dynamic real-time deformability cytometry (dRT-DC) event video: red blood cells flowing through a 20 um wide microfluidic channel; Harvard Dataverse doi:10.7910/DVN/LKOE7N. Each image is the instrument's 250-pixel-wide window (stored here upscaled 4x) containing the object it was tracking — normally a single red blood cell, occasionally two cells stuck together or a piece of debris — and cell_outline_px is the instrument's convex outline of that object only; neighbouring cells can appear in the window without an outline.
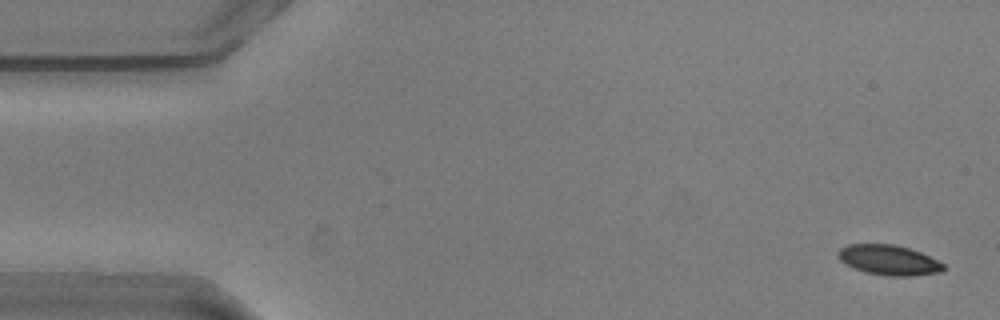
{"species": "common noctule bat (a hibernating species)", "species_latin": "Nyctalus noctula", "temperature_condition": "warm", "stored_images_in_passage": 56, "camera_frame_rate_fps": 3000, "um_per_image_px": 0.085, "animal": {"sex": "male", "body_mass_g": 20.5, "forearm_length_mm": 52.5}, "frame": {"image": 1, "passage_image": 2, "time_ms": 0.333, "image_size_px": [1000, 320], "cell_outline_px": [[944, 268], [940, 272], [912, 276], [888, 276], [864, 272], [840, 260], [840, 248], [848, 244], [892, 244], [908, 248], [920, 252], [944, 264]], "centroid_in_image_um": [75.57, 22.11], "position_along_channel_um": 9.4, "area_um2": 18.09}}
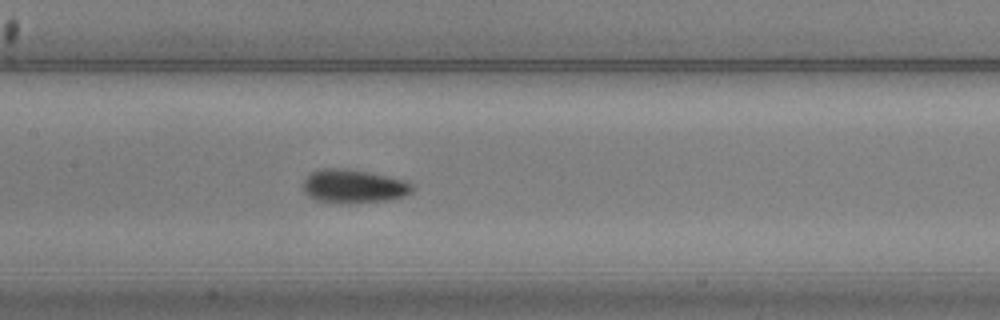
{"frame": {"image": 2, "passage_image": 26, "time_ms": 8.333, "image_size_px": [1000, 320], "cell_outline_px": [[416, 188], [412, 192], [404, 196], [388, 200], [348, 204], [316, 200], [308, 196], [304, 192], [304, 180], [312, 172], [324, 168], [348, 168], [368, 172], [404, 180], [412, 184]], "centroid_in_image_um": [30.08, 15.84], "position_along_channel_um": 177.3, "area_um2": 21.44}}
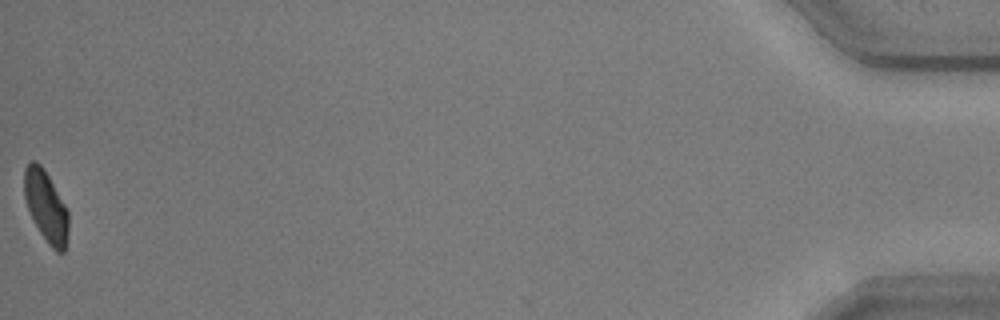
{"frame": {"image": 3, "passage_image": 56, "time_ms": 18.333, "image_size_px": [1000, 320], "cell_outline_px": [[68, 232], [64, 252], [56, 252], [48, 244], [40, 232], [28, 208], [24, 196], [24, 168], [32, 160], [36, 160], [44, 168], [64, 204], [68, 212]], "centroid_in_image_um": [3.9, 17.52], "position_along_channel_um": 431.3, "area_um2": 18.09}, "authors_computed_cell_mechanics": {"area_um2": 19.652, "velocity_mm_per_s": 3.5949, "shape_relaxation_time_tau1_ms": 3.2142, "shape_relaxation_time_tau2_ms": 1.7584, "deformation_change_tau1": 0.111, "deformation_change_tau2": 0.0463}}